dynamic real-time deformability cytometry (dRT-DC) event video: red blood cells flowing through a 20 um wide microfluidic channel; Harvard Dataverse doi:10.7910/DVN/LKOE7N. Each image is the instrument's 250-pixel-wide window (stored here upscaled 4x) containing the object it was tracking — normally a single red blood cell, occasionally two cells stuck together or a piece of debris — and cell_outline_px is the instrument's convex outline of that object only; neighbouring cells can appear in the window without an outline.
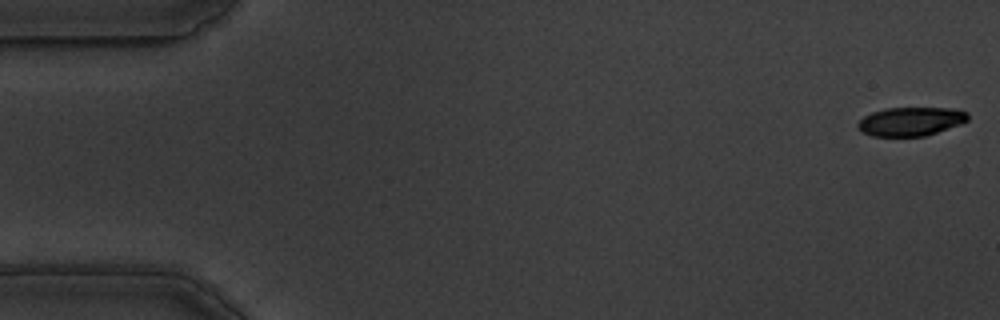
{"species": "common noctule bat (a hibernating species)", "species_latin": "Nyctalus noctula", "temperature_condition": "warm", "stored_images_in_passage": 10, "camera_frame_rate_fps": 3000, "um_per_image_px": 0.085, "animal": {"sex": "male", "body_mass_g": 19.5, "forearm_length_mm": 54.6}, "frame": {"image": 1, "passage_image": 1, "time_ms": 0.0, "image_size_px": [1000, 320], "cell_outline_px": [[968, 120], [960, 124], [924, 136], [872, 136], [864, 132], [856, 124], [864, 116], [872, 112], [884, 108], [948, 108], [968, 112]], "centroid_in_image_um": [77.4, 10.31], "position_along_channel_um": 7.6, "area_um2": 18.21}}